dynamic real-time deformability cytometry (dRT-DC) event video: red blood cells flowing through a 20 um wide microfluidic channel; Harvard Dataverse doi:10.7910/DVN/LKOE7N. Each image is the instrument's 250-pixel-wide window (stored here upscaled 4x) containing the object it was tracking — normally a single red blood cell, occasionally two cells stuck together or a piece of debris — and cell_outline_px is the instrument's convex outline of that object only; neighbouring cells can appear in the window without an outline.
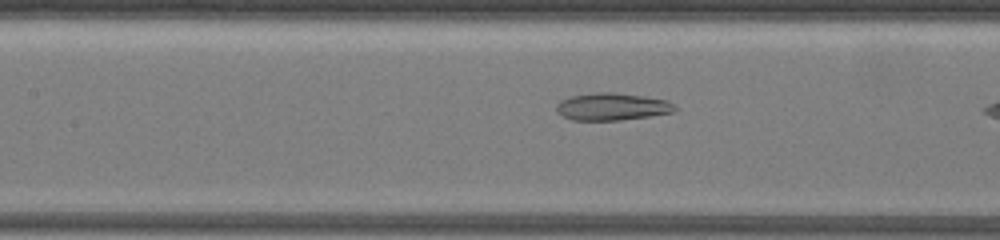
{"species": "common noctule bat (a hibernating species)", "species_latin": "Nyctalus noctula", "temperature_condition": "warm", "stored_images_in_passage": 35, "camera_frame_rate_fps": 3000, "um_per_image_px": 0.085, "animal": {"sex": "female", "body_mass_g": 19.5, "forearm_length_mm": 54.1}, "frame": {"image": 1, "passage_image": 6, "time_ms": 1.667, "image_size_px": [1000, 240], "cell_outline_px": [[676, 112], [620, 120], [572, 120], [556, 112], [556, 104], [560, 100], [572, 96], [596, 92], [612, 92], [644, 96], [668, 100], [676, 104]], "centroid_in_image_um": [52.05, 9.06], "position_along_channel_um": 155.4, "area_um2": 18.96}}
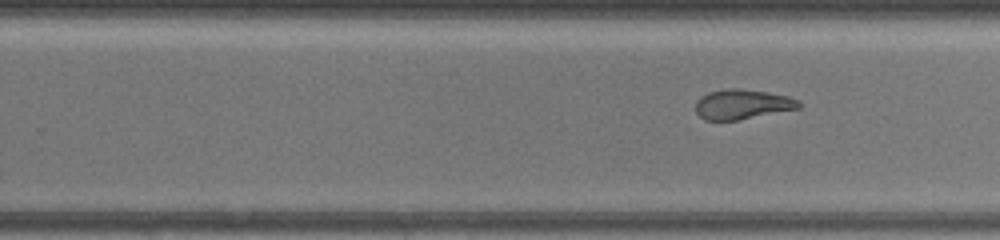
{"frame": {"image": 2, "passage_image": 18, "time_ms": 5.667, "image_size_px": [1000, 240], "cell_outline_px": [[800, 108], [736, 120], [704, 120], [696, 112], [696, 100], [700, 96], [708, 92], [728, 88], [740, 88], [768, 92], [788, 96], [800, 100]], "centroid_in_image_um": [63.08, 8.85], "position_along_channel_um": 266.7, "area_um2": 17.98}}
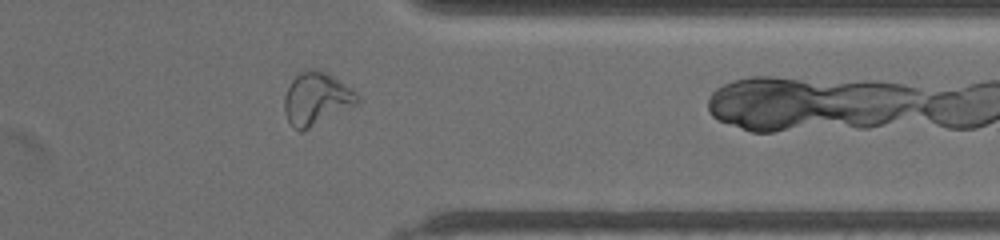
{"frame": {"image": 3, "passage_image": 31, "time_ms": 10.0, "image_size_px": [1000, 240], "cell_outline_px": [[360, 100], [356, 104], [300, 132], [292, 128], [288, 124], [284, 112], [284, 96], [292, 80], [300, 72], [308, 68], [324, 72], [332, 76], [352, 88], [360, 96]], "centroid_in_image_um": [26.86, 8.4], "position_along_channel_um": 384.5, "area_um2": 22.2}}